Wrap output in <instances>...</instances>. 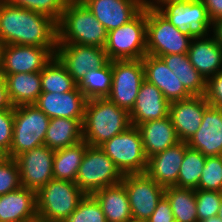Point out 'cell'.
I'll list each match as a JSON object with an SVG mask.
<instances>
[{"label": "cell", "mask_w": 222, "mask_h": 222, "mask_svg": "<svg viewBox=\"0 0 222 222\" xmlns=\"http://www.w3.org/2000/svg\"><path fill=\"white\" fill-rule=\"evenodd\" d=\"M57 47V23L50 17L0 0V45Z\"/></svg>", "instance_id": "1"}, {"label": "cell", "mask_w": 222, "mask_h": 222, "mask_svg": "<svg viewBox=\"0 0 222 222\" xmlns=\"http://www.w3.org/2000/svg\"><path fill=\"white\" fill-rule=\"evenodd\" d=\"M83 140L100 147L103 143L131 126L129 112L107 97L88 99L83 119Z\"/></svg>", "instance_id": "2"}, {"label": "cell", "mask_w": 222, "mask_h": 222, "mask_svg": "<svg viewBox=\"0 0 222 222\" xmlns=\"http://www.w3.org/2000/svg\"><path fill=\"white\" fill-rule=\"evenodd\" d=\"M105 27L81 0H69L57 23V43L98 46L107 42Z\"/></svg>", "instance_id": "3"}, {"label": "cell", "mask_w": 222, "mask_h": 222, "mask_svg": "<svg viewBox=\"0 0 222 222\" xmlns=\"http://www.w3.org/2000/svg\"><path fill=\"white\" fill-rule=\"evenodd\" d=\"M192 39L172 25L153 4L146 3L147 54L156 57L187 54Z\"/></svg>", "instance_id": "4"}, {"label": "cell", "mask_w": 222, "mask_h": 222, "mask_svg": "<svg viewBox=\"0 0 222 222\" xmlns=\"http://www.w3.org/2000/svg\"><path fill=\"white\" fill-rule=\"evenodd\" d=\"M86 194L76 183L51 179L37 192V214L47 222H64Z\"/></svg>", "instance_id": "5"}, {"label": "cell", "mask_w": 222, "mask_h": 222, "mask_svg": "<svg viewBox=\"0 0 222 222\" xmlns=\"http://www.w3.org/2000/svg\"><path fill=\"white\" fill-rule=\"evenodd\" d=\"M104 49L110 61L142 59L147 54L146 4L128 23L108 32Z\"/></svg>", "instance_id": "6"}, {"label": "cell", "mask_w": 222, "mask_h": 222, "mask_svg": "<svg viewBox=\"0 0 222 222\" xmlns=\"http://www.w3.org/2000/svg\"><path fill=\"white\" fill-rule=\"evenodd\" d=\"M50 118L35 104L14 107L13 135L9 157L44 144Z\"/></svg>", "instance_id": "7"}, {"label": "cell", "mask_w": 222, "mask_h": 222, "mask_svg": "<svg viewBox=\"0 0 222 222\" xmlns=\"http://www.w3.org/2000/svg\"><path fill=\"white\" fill-rule=\"evenodd\" d=\"M153 5L180 32L192 38L208 37L212 22L201 0H157Z\"/></svg>", "instance_id": "8"}, {"label": "cell", "mask_w": 222, "mask_h": 222, "mask_svg": "<svg viewBox=\"0 0 222 222\" xmlns=\"http://www.w3.org/2000/svg\"><path fill=\"white\" fill-rule=\"evenodd\" d=\"M123 174L101 147L88 146L79 166L75 183L85 193L121 183Z\"/></svg>", "instance_id": "9"}, {"label": "cell", "mask_w": 222, "mask_h": 222, "mask_svg": "<svg viewBox=\"0 0 222 222\" xmlns=\"http://www.w3.org/2000/svg\"><path fill=\"white\" fill-rule=\"evenodd\" d=\"M100 147L123 175L146 172L148 158L136 126L131 125Z\"/></svg>", "instance_id": "10"}, {"label": "cell", "mask_w": 222, "mask_h": 222, "mask_svg": "<svg viewBox=\"0 0 222 222\" xmlns=\"http://www.w3.org/2000/svg\"><path fill=\"white\" fill-rule=\"evenodd\" d=\"M144 80L142 59L113 60L111 92L107 98L130 112Z\"/></svg>", "instance_id": "11"}, {"label": "cell", "mask_w": 222, "mask_h": 222, "mask_svg": "<svg viewBox=\"0 0 222 222\" xmlns=\"http://www.w3.org/2000/svg\"><path fill=\"white\" fill-rule=\"evenodd\" d=\"M56 47L29 45H2L0 50L1 74L41 72L55 56Z\"/></svg>", "instance_id": "12"}, {"label": "cell", "mask_w": 222, "mask_h": 222, "mask_svg": "<svg viewBox=\"0 0 222 222\" xmlns=\"http://www.w3.org/2000/svg\"><path fill=\"white\" fill-rule=\"evenodd\" d=\"M121 183L128 194L132 217L147 221L164 196L165 188L146 172L126 174Z\"/></svg>", "instance_id": "13"}, {"label": "cell", "mask_w": 222, "mask_h": 222, "mask_svg": "<svg viewBox=\"0 0 222 222\" xmlns=\"http://www.w3.org/2000/svg\"><path fill=\"white\" fill-rule=\"evenodd\" d=\"M55 57L77 84L88 71L102 67L109 61L104 48L78 44L57 43Z\"/></svg>", "instance_id": "14"}, {"label": "cell", "mask_w": 222, "mask_h": 222, "mask_svg": "<svg viewBox=\"0 0 222 222\" xmlns=\"http://www.w3.org/2000/svg\"><path fill=\"white\" fill-rule=\"evenodd\" d=\"M54 154V150L43 144L14 158L19 167L22 187L38 192L53 179Z\"/></svg>", "instance_id": "15"}, {"label": "cell", "mask_w": 222, "mask_h": 222, "mask_svg": "<svg viewBox=\"0 0 222 222\" xmlns=\"http://www.w3.org/2000/svg\"><path fill=\"white\" fill-rule=\"evenodd\" d=\"M109 32L132 20L146 0H81Z\"/></svg>", "instance_id": "16"}, {"label": "cell", "mask_w": 222, "mask_h": 222, "mask_svg": "<svg viewBox=\"0 0 222 222\" xmlns=\"http://www.w3.org/2000/svg\"><path fill=\"white\" fill-rule=\"evenodd\" d=\"M210 104L203 96L171 102L169 116L180 141L187 142L199 129L204 111Z\"/></svg>", "instance_id": "17"}, {"label": "cell", "mask_w": 222, "mask_h": 222, "mask_svg": "<svg viewBox=\"0 0 222 222\" xmlns=\"http://www.w3.org/2000/svg\"><path fill=\"white\" fill-rule=\"evenodd\" d=\"M87 100L77 85L66 93L42 92L35 105L50 119H84Z\"/></svg>", "instance_id": "18"}, {"label": "cell", "mask_w": 222, "mask_h": 222, "mask_svg": "<svg viewBox=\"0 0 222 222\" xmlns=\"http://www.w3.org/2000/svg\"><path fill=\"white\" fill-rule=\"evenodd\" d=\"M188 147L205 157L222 155V109L209 105L199 129L187 141Z\"/></svg>", "instance_id": "19"}, {"label": "cell", "mask_w": 222, "mask_h": 222, "mask_svg": "<svg viewBox=\"0 0 222 222\" xmlns=\"http://www.w3.org/2000/svg\"><path fill=\"white\" fill-rule=\"evenodd\" d=\"M142 63L145 80L161 90L170 103L192 96L160 57L146 54Z\"/></svg>", "instance_id": "20"}, {"label": "cell", "mask_w": 222, "mask_h": 222, "mask_svg": "<svg viewBox=\"0 0 222 222\" xmlns=\"http://www.w3.org/2000/svg\"><path fill=\"white\" fill-rule=\"evenodd\" d=\"M187 142L179 141L175 145L148 158L146 173L162 187H174L181 163L183 161Z\"/></svg>", "instance_id": "21"}, {"label": "cell", "mask_w": 222, "mask_h": 222, "mask_svg": "<svg viewBox=\"0 0 222 222\" xmlns=\"http://www.w3.org/2000/svg\"><path fill=\"white\" fill-rule=\"evenodd\" d=\"M170 102L155 85L144 80L129 112L132 126L169 116Z\"/></svg>", "instance_id": "22"}, {"label": "cell", "mask_w": 222, "mask_h": 222, "mask_svg": "<svg viewBox=\"0 0 222 222\" xmlns=\"http://www.w3.org/2000/svg\"><path fill=\"white\" fill-rule=\"evenodd\" d=\"M38 217L37 192L26 187L0 195V221L26 222Z\"/></svg>", "instance_id": "23"}, {"label": "cell", "mask_w": 222, "mask_h": 222, "mask_svg": "<svg viewBox=\"0 0 222 222\" xmlns=\"http://www.w3.org/2000/svg\"><path fill=\"white\" fill-rule=\"evenodd\" d=\"M187 55L190 63L206 80L222 71V46L214 36L193 38Z\"/></svg>", "instance_id": "24"}, {"label": "cell", "mask_w": 222, "mask_h": 222, "mask_svg": "<svg viewBox=\"0 0 222 222\" xmlns=\"http://www.w3.org/2000/svg\"><path fill=\"white\" fill-rule=\"evenodd\" d=\"M147 158L175 145L180 140L170 116L136 125Z\"/></svg>", "instance_id": "25"}, {"label": "cell", "mask_w": 222, "mask_h": 222, "mask_svg": "<svg viewBox=\"0 0 222 222\" xmlns=\"http://www.w3.org/2000/svg\"><path fill=\"white\" fill-rule=\"evenodd\" d=\"M99 203L107 222H125L132 217L127 191L122 183L91 194Z\"/></svg>", "instance_id": "26"}, {"label": "cell", "mask_w": 222, "mask_h": 222, "mask_svg": "<svg viewBox=\"0 0 222 222\" xmlns=\"http://www.w3.org/2000/svg\"><path fill=\"white\" fill-rule=\"evenodd\" d=\"M5 80L13 107L35 104L42 93L41 72L8 74Z\"/></svg>", "instance_id": "27"}, {"label": "cell", "mask_w": 222, "mask_h": 222, "mask_svg": "<svg viewBox=\"0 0 222 222\" xmlns=\"http://www.w3.org/2000/svg\"><path fill=\"white\" fill-rule=\"evenodd\" d=\"M83 119L52 118L49 121L44 144L59 150L83 140Z\"/></svg>", "instance_id": "28"}, {"label": "cell", "mask_w": 222, "mask_h": 222, "mask_svg": "<svg viewBox=\"0 0 222 222\" xmlns=\"http://www.w3.org/2000/svg\"><path fill=\"white\" fill-rule=\"evenodd\" d=\"M160 58L182 82L192 96H203L206 91V79L190 63L187 54L163 55Z\"/></svg>", "instance_id": "29"}, {"label": "cell", "mask_w": 222, "mask_h": 222, "mask_svg": "<svg viewBox=\"0 0 222 222\" xmlns=\"http://www.w3.org/2000/svg\"><path fill=\"white\" fill-rule=\"evenodd\" d=\"M89 145L80 141L55 151L53 157V178L75 183L79 166Z\"/></svg>", "instance_id": "30"}, {"label": "cell", "mask_w": 222, "mask_h": 222, "mask_svg": "<svg viewBox=\"0 0 222 222\" xmlns=\"http://www.w3.org/2000/svg\"><path fill=\"white\" fill-rule=\"evenodd\" d=\"M164 196L171 205L175 222H198L194 189L167 187Z\"/></svg>", "instance_id": "31"}, {"label": "cell", "mask_w": 222, "mask_h": 222, "mask_svg": "<svg viewBox=\"0 0 222 222\" xmlns=\"http://www.w3.org/2000/svg\"><path fill=\"white\" fill-rule=\"evenodd\" d=\"M112 61L104 66L91 69L78 84L79 89L87 99L105 98L111 92Z\"/></svg>", "instance_id": "32"}, {"label": "cell", "mask_w": 222, "mask_h": 222, "mask_svg": "<svg viewBox=\"0 0 222 222\" xmlns=\"http://www.w3.org/2000/svg\"><path fill=\"white\" fill-rule=\"evenodd\" d=\"M77 85L55 56L41 71L42 92L66 93L72 91Z\"/></svg>", "instance_id": "33"}, {"label": "cell", "mask_w": 222, "mask_h": 222, "mask_svg": "<svg viewBox=\"0 0 222 222\" xmlns=\"http://www.w3.org/2000/svg\"><path fill=\"white\" fill-rule=\"evenodd\" d=\"M206 157L198 150L187 147L181 163L175 187L198 189Z\"/></svg>", "instance_id": "34"}, {"label": "cell", "mask_w": 222, "mask_h": 222, "mask_svg": "<svg viewBox=\"0 0 222 222\" xmlns=\"http://www.w3.org/2000/svg\"><path fill=\"white\" fill-rule=\"evenodd\" d=\"M12 6L25 8L37 13L44 14L56 23L59 22L62 13L69 0H4Z\"/></svg>", "instance_id": "35"}, {"label": "cell", "mask_w": 222, "mask_h": 222, "mask_svg": "<svg viewBox=\"0 0 222 222\" xmlns=\"http://www.w3.org/2000/svg\"><path fill=\"white\" fill-rule=\"evenodd\" d=\"M64 222H107V220L97 200L91 194H86Z\"/></svg>", "instance_id": "36"}, {"label": "cell", "mask_w": 222, "mask_h": 222, "mask_svg": "<svg viewBox=\"0 0 222 222\" xmlns=\"http://www.w3.org/2000/svg\"><path fill=\"white\" fill-rule=\"evenodd\" d=\"M198 189L222 192V155L206 157Z\"/></svg>", "instance_id": "37"}, {"label": "cell", "mask_w": 222, "mask_h": 222, "mask_svg": "<svg viewBox=\"0 0 222 222\" xmlns=\"http://www.w3.org/2000/svg\"><path fill=\"white\" fill-rule=\"evenodd\" d=\"M198 222L218 215L222 203V192L196 189Z\"/></svg>", "instance_id": "38"}, {"label": "cell", "mask_w": 222, "mask_h": 222, "mask_svg": "<svg viewBox=\"0 0 222 222\" xmlns=\"http://www.w3.org/2000/svg\"><path fill=\"white\" fill-rule=\"evenodd\" d=\"M20 173L14 158H7L0 162V195L12 192L20 188Z\"/></svg>", "instance_id": "39"}, {"label": "cell", "mask_w": 222, "mask_h": 222, "mask_svg": "<svg viewBox=\"0 0 222 222\" xmlns=\"http://www.w3.org/2000/svg\"><path fill=\"white\" fill-rule=\"evenodd\" d=\"M14 108L0 110V145L10 151L13 135Z\"/></svg>", "instance_id": "40"}, {"label": "cell", "mask_w": 222, "mask_h": 222, "mask_svg": "<svg viewBox=\"0 0 222 222\" xmlns=\"http://www.w3.org/2000/svg\"><path fill=\"white\" fill-rule=\"evenodd\" d=\"M204 97L211 106L222 109V71L206 80Z\"/></svg>", "instance_id": "41"}, {"label": "cell", "mask_w": 222, "mask_h": 222, "mask_svg": "<svg viewBox=\"0 0 222 222\" xmlns=\"http://www.w3.org/2000/svg\"><path fill=\"white\" fill-rule=\"evenodd\" d=\"M147 222H175L171 205L165 196L158 202L156 209Z\"/></svg>", "instance_id": "42"}, {"label": "cell", "mask_w": 222, "mask_h": 222, "mask_svg": "<svg viewBox=\"0 0 222 222\" xmlns=\"http://www.w3.org/2000/svg\"><path fill=\"white\" fill-rule=\"evenodd\" d=\"M207 10L208 16L213 22L216 19L222 18V0H201Z\"/></svg>", "instance_id": "43"}, {"label": "cell", "mask_w": 222, "mask_h": 222, "mask_svg": "<svg viewBox=\"0 0 222 222\" xmlns=\"http://www.w3.org/2000/svg\"><path fill=\"white\" fill-rule=\"evenodd\" d=\"M8 96V90L5 77L0 74V110L13 109Z\"/></svg>", "instance_id": "44"}, {"label": "cell", "mask_w": 222, "mask_h": 222, "mask_svg": "<svg viewBox=\"0 0 222 222\" xmlns=\"http://www.w3.org/2000/svg\"><path fill=\"white\" fill-rule=\"evenodd\" d=\"M213 36L215 40L222 46V18L216 19L212 22Z\"/></svg>", "instance_id": "45"}, {"label": "cell", "mask_w": 222, "mask_h": 222, "mask_svg": "<svg viewBox=\"0 0 222 222\" xmlns=\"http://www.w3.org/2000/svg\"><path fill=\"white\" fill-rule=\"evenodd\" d=\"M9 158L8 152L0 145V162Z\"/></svg>", "instance_id": "46"}, {"label": "cell", "mask_w": 222, "mask_h": 222, "mask_svg": "<svg viewBox=\"0 0 222 222\" xmlns=\"http://www.w3.org/2000/svg\"><path fill=\"white\" fill-rule=\"evenodd\" d=\"M199 222H222V220L218 216H214Z\"/></svg>", "instance_id": "47"}, {"label": "cell", "mask_w": 222, "mask_h": 222, "mask_svg": "<svg viewBox=\"0 0 222 222\" xmlns=\"http://www.w3.org/2000/svg\"><path fill=\"white\" fill-rule=\"evenodd\" d=\"M125 222H147V221L131 217L130 219H127Z\"/></svg>", "instance_id": "48"}, {"label": "cell", "mask_w": 222, "mask_h": 222, "mask_svg": "<svg viewBox=\"0 0 222 222\" xmlns=\"http://www.w3.org/2000/svg\"><path fill=\"white\" fill-rule=\"evenodd\" d=\"M26 222H47V221L42 218L36 217L35 219Z\"/></svg>", "instance_id": "49"}, {"label": "cell", "mask_w": 222, "mask_h": 222, "mask_svg": "<svg viewBox=\"0 0 222 222\" xmlns=\"http://www.w3.org/2000/svg\"><path fill=\"white\" fill-rule=\"evenodd\" d=\"M217 216L222 220V203H221V206H220Z\"/></svg>", "instance_id": "50"}, {"label": "cell", "mask_w": 222, "mask_h": 222, "mask_svg": "<svg viewBox=\"0 0 222 222\" xmlns=\"http://www.w3.org/2000/svg\"><path fill=\"white\" fill-rule=\"evenodd\" d=\"M153 1L156 2L157 0H152V1L151 0H146V3L153 4Z\"/></svg>", "instance_id": "51"}, {"label": "cell", "mask_w": 222, "mask_h": 222, "mask_svg": "<svg viewBox=\"0 0 222 222\" xmlns=\"http://www.w3.org/2000/svg\"><path fill=\"white\" fill-rule=\"evenodd\" d=\"M0 50H1V45H0ZM0 74H1V61H0Z\"/></svg>", "instance_id": "52"}]
</instances>
